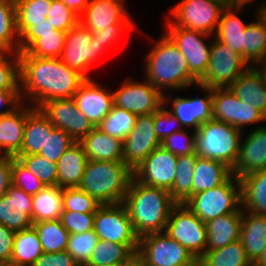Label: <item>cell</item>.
Instances as JSON below:
<instances>
[{"mask_svg": "<svg viewBox=\"0 0 266 266\" xmlns=\"http://www.w3.org/2000/svg\"><path fill=\"white\" fill-rule=\"evenodd\" d=\"M18 55L20 98H30L34 108L47 101L73 97L86 79L59 58L33 57L26 51Z\"/></svg>", "mask_w": 266, "mask_h": 266, "instance_id": "cell-1", "label": "cell"}, {"mask_svg": "<svg viewBox=\"0 0 266 266\" xmlns=\"http://www.w3.org/2000/svg\"><path fill=\"white\" fill-rule=\"evenodd\" d=\"M123 204L134 232L140 238L150 233L164 232L170 211L177 203L168 190L149 187L132 178Z\"/></svg>", "mask_w": 266, "mask_h": 266, "instance_id": "cell-2", "label": "cell"}, {"mask_svg": "<svg viewBox=\"0 0 266 266\" xmlns=\"http://www.w3.org/2000/svg\"><path fill=\"white\" fill-rule=\"evenodd\" d=\"M145 63L146 80L163 94L165 104L171 100V96L164 94L165 88L178 90L198 85L182 52L166 34L148 52Z\"/></svg>", "mask_w": 266, "mask_h": 266, "instance_id": "cell-3", "label": "cell"}, {"mask_svg": "<svg viewBox=\"0 0 266 266\" xmlns=\"http://www.w3.org/2000/svg\"><path fill=\"white\" fill-rule=\"evenodd\" d=\"M133 171L123 161L88 160L79 189L100 205L123 203Z\"/></svg>", "mask_w": 266, "mask_h": 266, "instance_id": "cell-4", "label": "cell"}, {"mask_svg": "<svg viewBox=\"0 0 266 266\" xmlns=\"http://www.w3.org/2000/svg\"><path fill=\"white\" fill-rule=\"evenodd\" d=\"M242 133L226 122L208 120L195 131L196 154L221 161L232 169L238 158Z\"/></svg>", "mask_w": 266, "mask_h": 266, "instance_id": "cell-5", "label": "cell"}, {"mask_svg": "<svg viewBox=\"0 0 266 266\" xmlns=\"http://www.w3.org/2000/svg\"><path fill=\"white\" fill-rule=\"evenodd\" d=\"M204 223L242 208L241 181L231 175L224 183L189 197L184 203Z\"/></svg>", "mask_w": 266, "mask_h": 266, "instance_id": "cell-6", "label": "cell"}, {"mask_svg": "<svg viewBox=\"0 0 266 266\" xmlns=\"http://www.w3.org/2000/svg\"><path fill=\"white\" fill-rule=\"evenodd\" d=\"M136 260L142 266H191L198 260L165 232L139 238Z\"/></svg>", "mask_w": 266, "mask_h": 266, "instance_id": "cell-7", "label": "cell"}, {"mask_svg": "<svg viewBox=\"0 0 266 266\" xmlns=\"http://www.w3.org/2000/svg\"><path fill=\"white\" fill-rule=\"evenodd\" d=\"M249 67V63L242 55L215 37L214 42H211L207 70L198 81V85L209 88L229 87Z\"/></svg>", "mask_w": 266, "mask_h": 266, "instance_id": "cell-8", "label": "cell"}, {"mask_svg": "<svg viewBox=\"0 0 266 266\" xmlns=\"http://www.w3.org/2000/svg\"><path fill=\"white\" fill-rule=\"evenodd\" d=\"M226 7L213 0H181L171 9L167 26H180L207 35L216 34Z\"/></svg>", "mask_w": 266, "mask_h": 266, "instance_id": "cell-9", "label": "cell"}, {"mask_svg": "<svg viewBox=\"0 0 266 266\" xmlns=\"http://www.w3.org/2000/svg\"><path fill=\"white\" fill-rule=\"evenodd\" d=\"M164 232L197 260L206 252V225L182 203L171 209Z\"/></svg>", "mask_w": 266, "mask_h": 266, "instance_id": "cell-10", "label": "cell"}, {"mask_svg": "<svg viewBox=\"0 0 266 266\" xmlns=\"http://www.w3.org/2000/svg\"><path fill=\"white\" fill-rule=\"evenodd\" d=\"M104 50L101 44L92 38V32L78 22L67 32L59 59L85 78H90L88 71Z\"/></svg>", "mask_w": 266, "mask_h": 266, "instance_id": "cell-11", "label": "cell"}, {"mask_svg": "<svg viewBox=\"0 0 266 266\" xmlns=\"http://www.w3.org/2000/svg\"><path fill=\"white\" fill-rule=\"evenodd\" d=\"M93 230L99 240L119 244L139 243L123 203L100 205L95 211Z\"/></svg>", "mask_w": 266, "mask_h": 266, "instance_id": "cell-12", "label": "cell"}, {"mask_svg": "<svg viewBox=\"0 0 266 266\" xmlns=\"http://www.w3.org/2000/svg\"><path fill=\"white\" fill-rule=\"evenodd\" d=\"M212 119L226 122L242 131L246 125L261 123L266 116L257 108L238 99L226 88H213Z\"/></svg>", "mask_w": 266, "mask_h": 266, "instance_id": "cell-13", "label": "cell"}, {"mask_svg": "<svg viewBox=\"0 0 266 266\" xmlns=\"http://www.w3.org/2000/svg\"><path fill=\"white\" fill-rule=\"evenodd\" d=\"M166 27L165 34L182 52L188 62L189 72L199 81L205 75L211 52V44L206 45L203 40L211 35L180 26Z\"/></svg>", "mask_w": 266, "mask_h": 266, "instance_id": "cell-14", "label": "cell"}, {"mask_svg": "<svg viewBox=\"0 0 266 266\" xmlns=\"http://www.w3.org/2000/svg\"><path fill=\"white\" fill-rule=\"evenodd\" d=\"M160 145L154 113L137 115L133 129L123 141V162L133 171Z\"/></svg>", "mask_w": 266, "mask_h": 266, "instance_id": "cell-15", "label": "cell"}, {"mask_svg": "<svg viewBox=\"0 0 266 266\" xmlns=\"http://www.w3.org/2000/svg\"><path fill=\"white\" fill-rule=\"evenodd\" d=\"M39 109L55 127L80 142L95 127L78 110L73 97L47 101Z\"/></svg>", "mask_w": 266, "mask_h": 266, "instance_id": "cell-16", "label": "cell"}, {"mask_svg": "<svg viewBox=\"0 0 266 266\" xmlns=\"http://www.w3.org/2000/svg\"><path fill=\"white\" fill-rule=\"evenodd\" d=\"M113 102L118 108L136 115H149L163 104V94L146 79L143 83L125 79L121 87L113 92Z\"/></svg>", "mask_w": 266, "mask_h": 266, "instance_id": "cell-17", "label": "cell"}, {"mask_svg": "<svg viewBox=\"0 0 266 266\" xmlns=\"http://www.w3.org/2000/svg\"><path fill=\"white\" fill-rule=\"evenodd\" d=\"M176 162L177 156L160 145L133 170V178L143 185L169 191L175 178Z\"/></svg>", "mask_w": 266, "mask_h": 266, "instance_id": "cell-18", "label": "cell"}, {"mask_svg": "<svg viewBox=\"0 0 266 266\" xmlns=\"http://www.w3.org/2000/svg\"><path fill=\"white\" fill-rule=\"evenodd\" d=\"M73 98L78 110L94 127H97L114 105L113 92L106 90L90 78H86L81 83Z\"/></svg>", "mask_w": 266, "mask_h": 266, "instance_id": "cell-19", "label": "cell"}, {"mask_svg": "<svg viewBox=\"0 0 266 266\" xmlns=\"http://www.w3.org/2000/svg\"><path fill=\"white\" fill-rule=\"evenodd\" d=\"M33 196L12 185L0 197V224L14 232L31 228Z\"/></svg>", "mask_w": 266, "mask_h": 266, "instance_id": "cell-20", "label": "cell"}, {"mask_svg": "<svg viewBox=\"0 0 266 266\" xmlns=\"http://www.w3.org/2000/svg\"><path fill=\"white\" fill-rule=\"evenodd\" d=\"M124 0H91L79 22L92 33L112 29L118 23H133L125 9Z\"/></svg>", "mask_w": 266, "mask_h": 266, "instance_id": "cell-21", "label": "cell"}, {"mask_svg": "<svg viewBox=\"0 0 266 266\" xmlns=\"http://www.w3.org/2000/svg\"><path fill=\"white\" fill-rule=\"evenodd\" d=\"M240 142L239 154L232 174L241 179L250 173L266 169V126L253 128Z\"/></svg>", "mask_w": 266, "mask_h": 266, "instance_id": "cell-22", "label": "cell"}, {"mask_svg": "<svg viewBox=\"0 0 266 266\" xmlns=\"http://www.w3.org/2000/svg\"><path fill=\"white\" fill-rule=\"evenodd\" d=\"M22 104L0 110L1 156H15L21 150L27 116L35 109Z\"/></svg>", "mask_w": 266, "mask_h": 266, "instance_id": "cell-23", "label": "cell"}, {"mask_svg": "<svg viewBox=\"0 0 266 266\" xmlns=\"http://www.w3.org/2000/svg\"><path fill=\"white\" fill-rule=\"evenodd\" d=\"M206 93L204 98H172V114L180 122L182 128L192 126L196 131L202 124L212 119L213 88L197 85Z\"/></svg>", "mask_w": 266, "mask_h": 266, "instance_id": "cell-24", "label": "cell"}, {"mask_svg": "<svg viewBox=\"0 0 266 266\" xmlns=\"http://www.w3.org/2000/svg\"><path fill=\"white\" fill-rule=\"evenodd\" d=\"M243 209L221 215L205 223L207 231L206 251L223 248L240 239Z\"/></svg>", "mask_w": 266, "mask_h": 266, "instance_id": "cell-25", "label": "cell"}, {"mask_svg": "<svg viewBox=\"0 0 266 266\" xmlns=\"http://www.w3.org/2000/svg\"><path fill=\"white\" fill-rule=\"evenodd\" d=\"M240 100L266 116V87L258 71L250 66L229 87Z\"/></svg>", "mask_w": 266, "mask_h": 266, "instance_id": "cell-26", "label": "cell"}, {"mask_svg": "<svg viewBox=\"0 0 266 266\" xmlns=\"http://www.w3.org/2000/svg\"><path fill=\"white\" fill-rule=\"evenodd\" d=\"M88 160L123 161V142L94 128L81 141Z\"/></svg>", "mask_w": 266, "mask_h": 266, "instance_id": "cell-27", "label": "cell"}, {"mask_svg": "<svg viewBox=\"0 0 266 266\" xmlns=\"http://www.w3.org/2000/svg\"><path fill=\"white\" fill-rule=\"evenodd\" d=\"M138 244L99 240L85 266H130L136 260Z\"/></svg>", "mask_w": 266, "mask_h": 266, "instance_id": "cell-28", "label": "cell"}, {"mask_svg": "<svg viewBox=\"0 0 266 266\" xmlns=\"http://www.w3.org/2000/svg\"><path fill=\"white\" fill-rule=\"evenodd\" d=\"M240 241L250 261H257L266 246V216L243 210Z\"/></svg>", "mask_w": 266, "mask_h": 266, "instance_id": "cell-29", "label": "cell"}, {"mask_svg": "<svg viewBox=\"0 0 266 266\" xmlns=\"http://www.w3.org/2000/svg\"><path fill=\"white\" fill-rule=\"evenodd\" d=\"M88 158L80 142H75L57 161V185L60 188L78 187Z\"/></svg>", "mask_w": 266, "mask_h": 266, "instance_id": "cell-30", "label": "cell"}, {"mask_svg": "<svg viewBox=\"0 0 266 266\" xmlns=\"http://www.w3.org/2000/svg\"><path fill=\"white\" fill-rule=\"evenodd\" d=\"M194 168L193 195L221 185L232 175L231 168L225 163L198 155Z\"/></svg>", "mask_w": 266, "mask_h": 266, "instance_id": "cell-31", "label": "cell"}, {"mask_svg": "<svg viewBox=\"0 0 266 266\" xmlns=\"http://www.w3.org/2000/svg\"><path fill=\"white\" fill-rule=\"evenodd\" d=\"M240 181L242 209L266 216V169L243 176Z\"/></svg>", "mask_w": 266, "mask_h": 266, "instance_id": "cell-32", "label": "cell"}, {"mask_svg": "<svg viewBox=\"0 0 266 266\" xmlns=\"http://www.w3.org/2000/svg\"><path fill=\"white\" fill-rule=\"evenodd\" d=\"M245 6H231L223 10L215 37L231 50L243 56V34L247 24L238 17V11Z\"/></svg>", "mask_w": 266, "mask_h": 266, "instance_id": "cell-33", "label": "cell"}, {"mask_svg": "<svg viewBox=\"0 0 266 266\" xmlns=\"http://www.w3.org/2000/svg\"><path fill=\"white\" fill-rule=\"evenodd\" d=\"M55 127L39 108H35L26 119L23 144L15 156L38 154L43 149L46 140V131Z\"/></svg>", "mask_w": 266, "mask_h": 266, "instance_id": "cell-34", "label": "cell"}, {"mask_svg": "<svg viewBox=\"0 0 266 266\" xmlns=\"http://www.w3.org/2000/svg\"><path fill=\"white\" fill-rule=\"evenodd\" d=\"M63 188L58 185L45 186L36 195H33L32 221L58 220L63 211Z\"/></svg>", "mask_w": 266, "mask_h": 266, "instance_id": "cell-35", "label": "cell"}, {"mask_svg": "<svg viewBox=\"0 0 266 266\" xmlns=\"http://www.w3.org/2000/svg\"><path fill=\"white\" fill-rule=\"evenodd\" d=\"M42 253L40 240L33 227L15 233L11 255L12 266H32Z\"/></svg>", "mask_w": 266, "mask_h": 266, "instance_id": "cell-36", "label": "cell"}, {"mask_svg": "<svg viewBox=\"0 0 266 266\" xmlns=\"http://www.w3.org/2000/svg\"><path fill=\"white\" fill-rule=\"evenodd\" d=\"M197 154L177 156L176 173L172 188L169 190L171 198L176 203H184L193 195V174Z\"/></svg>", "mask_w": 266, "mask_h": 266, "instance_id": "cell-37", "label": "cell"}, {"mask_svg": "<svg viewBox=\"0 0 266 266\" xmlns=\"http://www.w3.org/2000/svg\"><path fill=\"white\" fill-rule=\"evenodd\" d=\"M243 58L250 66L266 58V24L258 16L244 30Z\"/></svg>", "mask_w": 266, "mask_h": 266, "instance_id": "cell-38", "label": "cell"}, {"mask_svg": "<svg viewBox=\"0 0 266 266\" xmlns=\"http://www.w3.org/2000/svg\"><path fill=\"white\" fill-rule=\"evenodd\" d=\"M32 227L36 230L43 252L57 253L67 250L70 233L59 219L33 223Z\"/></svg>", "mask_w": 266, "mask_h": 266, "instance_id": "cell-39", "label": "cell"}, {"mask_svg": "<svg viewBox=\"0 0 266 266\" xmlns=\"http://www.w3.org/2000/svg\"><path fill=\"white\" fill-rule=\"evenodd\" d=\"M198 261L200 266H247L250 262L240 239L223 248L206 251Z\"/></svg>", "mask_w": 266, "mask_h": 266, "instance_id": "cell-40", "label": "cell"}, {"mask_svg": "<svg viewBox=\"0 0 266 266\" xmlns=\"http://www.w3.org/2000/svg\"><path fill=\"white\" fill-rule=\"evenodd\" d=\"M52 0H15L16 26L19 37L35 23L47 18Z\"/></svg>", "mask_w": 266, "mask_h": 266, "instance_id": "cell-41", "label": "cell"}, {"mask_svg": "<svg viewBox=\"0 0 266 266\" xmlns=\"http://www.w3.org/2000/svg\"><path fill=\"white\" fill-rule=\"evenodd\" d=\"M18 39L15 0H0V49L19 53Z\"/></svg>", "mask_w": 266, "mask_h": 266, "instance_id": "cell-42", "label": "cell"}, {"mask_svg": "<svg viewBox=\"0 0 266 266\" xmlns=\"http://www.w3.org/2000/svg\"><path fill=\"white\" fill-rule=\"evenodd\" d=\"M136 117V114L113 105L96 128L123 142L133 129Z\"/></svg>", "mask_w": 266, "mask_h": 266, "instance_id": "cell-43", "label": "cell"}, {"mask_svg": "<svg viewBox=\"0 0 266 266\" xmlns=\"http://www.w3.org/2000/svg\"><path fill=\"white\" fill-rule=\"evenodd\" d=\"M67 32L55 30V33L39 34L37 39L26 52L33 57L59 58L65 44Z\"/></svg>", "mask_w": 266, "mask_h": 266, "instance_id": "cell-44", "label": "cell"}, {"mask_svg": "<svg viewBox=\"0 0 266 266\" xmlns=\"http://www.w3.org/2000/svg\"><path fill=\"white\" fill-rule=\"evenodd\" d=\"M99 241L94 230L82 234H70L67 243V252L79 266H85Z\"/></svg>", "mask_w": 266, "mask_h": 266, "instance_id": "cell-45", "label": "cell"}, {"mask_svg": "<svg viewBox=\"0 0 266 266\" xmlns=\"http://www.w3.org/2000/svg\"><path fill=\"white\" fill-rule=\"evenodd\" d=\"M39 180L44 186L57 185V164L38 154L14 156Z\"/></svg>", "mask_w": 266, "mask_h": 266, "instance_id": "cell-46", "label": "cell"}, {"mask_svg": "<svg viewBox=\"0 0 266 266\" xmlns=\"http://www.w3.org/2000/svg\"><path fill=\"white\" fill-rule=\"evenodd\" d=\"M76 141L65 131L54 128L52 131H46V140L43 149L38 153L41 157L57 163L59 158L75 143Z\"/></svg>", "mask_w": 266, "mask_h": 266, "instance_id": "cell-47", "label": "cell"}, {"mask_svg": "<svg viewBox=\"0 0 266 266\" xmlns=\"http://www.w3.org/2000/svg\"><path fill=\"white\" fill-rule=\"evenodd\" d=\"M63 211L78 213H95L100 204L78 187L63 188Z\"/></svg>", "mask_w": 266, "mask_h": 266, "instance_id": "cell-48", "label": "cell"}, {"mask_svg": "<svg viewBox=\"0 0 266 266\" xmlns=\"http://www.w3.org/2000/svg\"><path fill=\"white\" fill-rule=\"evenodd\" d=\"M0 90H19V55L4 49H0Z\"/></svg>", "mask_w": 266, "mask_h": 266, "instance_id": "cell-49", "label": "cell"}, {"mask_svg": "<svg viewBox=\"0 0 266 266\" xmlns=\"http://www.w3.org/2000/svg\"><path fill=\"white\" fill-rule=\"evenodd\" d=\"M186 128L176 131L161 141V146L176 156L196 154L195 131L189 136Z\"/></svg>", "mask_w": 266, "mask_h": 266, "instance_id": "cell-50", "label": "cell"}, {"mask_svg": "<svg viewBox=\"0 0 266 266\" xmlns=\"http://www.w3.org/2000/svg\"><path fill=\"white\" fill-rule=\"evenodd\" d=\"M12 179L13 185L21 188L26 194L36 195L45 186L35 177L24 164L16 157L13 156L12 164Z\"/></svg>", "mask_w": 266, "mask_h": 266, "instance_id": "cell-51", "label": "cell"}, {"mask_svg": "<svg viewBox=\"0 0 266 266\" xmlns=\"http://www.w3.org/2000/svg\"><path fill=\"white\" fill-rule=\"evenodd\" d=\"M46 20L50 22L55 29L68 32L79 22V16L61 0H52Z\"/></svg>", "mask_w": 266, "mask_h": 266, "instance_id": "cell-52", "label": "cell"}, {"mask_svg": "<svg viewBox=\"0 0 266 266\" xmlns=\"http://www.w3.org/2000/svg\"><path fill=\"white\" fill-rule=\"evenodd\" d=\"M95 213L62 211L60 222L70 234H82L93 230Z\"/></svg>", "mask_w": 266, "mask_h": 266, "instance_id": "cell-53", "label": "cell"}, {"mask_svg": "<svg viewBox=\"0 0 266 266\" xmlns=\"http://www.w3.org/2000/svg\"><path fill=\"white\" fill-rule=\"evenodd\" d=\"M154 125L156 136L160 142L172 133L183 129L180 122L164 103L154 112Z\"/></svg>", "mask_w": 266, "mask_h": 266, "instance_id": "cell-54", "label": "cell"}, {"mask_svg": "<svg viewBox=\"0 0 266 266\" xmlns=\"http://www.w3.org/2000/svg\"><path fill=\"white\" fill-rule=\"evenodd\" d=\"M55 28L46 19L43 22L35 23L30 26L19 37V52H25L37 39L39 34L55 33Z\"/></svg>", "mask_w": 266, "mask_h": 266, "instance_id": "cell-55", "label": "cell"}, {"mask_svg": "<svg viewBox=\"0 0 266 266\" xmlns=\"http://www.w3.org/2000/svg\"><path fill=\"white\" fill-rule=\"evenodd\" d=\"M136 25L134 23H118L115 25H112V29H104L99 30L92 33V38L97 40L101 47H103L106 50H108L109 46H112L116 42V40L119 38L121 33L125 30H131L135 29Z\"/></svg>", "mask_w": 266, "mask_h": 266, "instance_id": "cell-56", "label": "cell"}, {"mask_svg": "<svg viewBox=\"0 0 266 266\" xmlns=\"http://www.w3.org/2000/svg\"><path fill=\"white\" fill-rule=\"evenodd\" d=\"M32 266H79L74 258L67 252H43Z\"/></svg>", "mask_w": 266, "mask_h": 266, "instance_id": "cell-57", "label": "cell"}, {"mask_svg": "<svg viewBox=\"0 0 266 266\" xmlns=\"http://www.w3.org/2000/svg\"><path fill=\"white\" fill-rule=\"evenodd\" d=\"M15 233L16 232L0 224V265H11L12 246Z\"/></svg>", "mask_w": 266, "mask_h": 266, "instance_id": "cell-58", "label": "cell"}, {"mask_svg": "<svg viewBox=\"0 0 266 266\" xmlns=\"http://www.w3.org/2000/svg\"><path fill=\"white\" fill-rule=\"evenodd\" d=\"M12 164L13 156L0 155V197L4 196L13 185Z\"/></svg>", "mask_w": 266, "mask_h": 266, "instance_id": "cell-59", "label": "cell"}, {"mask_svg": "<svg viewBox=\"0 0 266 266\" xmlns=\"http://www.w3.org/2000/svg\"><path fill=\"white\" fill-rule=\"evenodd\" d=\"M21 103L19 90H0V108L5 105L17 107Z\"/></svg>", "mask_w": 266, "mask_h": 266, "instance_id": "cell-60", "label": "cell"}, {"mask_svg": "<svg viewBox=\"0 0 266 266\" xmlns=\"http://www.w3.org/2000/svg\"><path fill=\"white\" fill-rule=\"evenodd\" d=\"M75 14L80 16L91 0H61Z\"/></svg>", "mask_w": 266, "mask_h": 266, "instance_id": "cell-61", "label": "cell"}, {"mask_svg": "<svg viewBox=\"0 0 266 266\" xmlns=\"http://www.w3.org/2000/svg\"><path fill=\"white\" fill-rule=\"evenodd\" d=\"M259 65H261V67ZM253 67L261 75L262 80H263V82L265 84V87H266V58L261 60V61H259V62H257V63H255V65H253Z\"/></svg>", "mask_w": 266, "mask_h": 266, "instance_id": "cell-62", "label": "cell"}, {"mask_svg": "<svg viewBox=\"0 0 266 266\" xmlns=\"http://www.w3.org/2000/svg\"><path fill=\"white\" fill-rule=\"evenodd\" d=\"M257 11V16L266 24V3H263Z\"/></svg>", "mask_w": 266, "mask_h": 266, "instance_id": "cell-63", "label": "cell"}, {"mask_svg": "<svg viewBox=\"0 0 266 266\" xmlns=\"http://www.w3.org/2000/svg\"><path fill=\"white\" fill-rule=\"evenodd\" d=\"M213 1H216V2L224 5L225 7L234 6V0H213Z\"/></svg>", "mask_w": 266, "mask_h": 266, "instance_id": "cell-64", "label": "cell"}, {"mask_svg": "<svg viewBox=\"0 0 266 266\" xmlns=\"http://www.w3.org/2000/svg\"><path fill=\"white\" fill-rule=\"evenodd\" d=\"M254 0H234V6H247V3L249 4L250 2H252Z\"/></svg>", "mask_w": 266, "mask_h": 266, "instance_id": "cell-65", "label": "cell"}, {"mask_svg": "<svg viewBox=\"0 0 266 266\" xmlns=\"http://www.w3.org/2000/svg\"><path fill=\"white\" fill-rule=\"evenodd\" d=\"M257 261L266 265V246H265L260 258Z\"/></svg>", "mask_w": 266, "mask_h": 266, "instance_id": "cell-66", "label": "cell"}, {"mask_svg": "<svg viewBox=\"0 0 266 266\" xmlns=\"http://www.w3.org/2000/svg\"><path fill=\"white\" fill-rule=\"evenodd\" d=\"M247 266H266V265L260 263L259 261H250Z\"/></svg>", "mask_w": 266, "mask_h": 266, "instance_id": "cell-67", "label": "cell"}, {"mask_svg": "<svg viewBox=\"0 0 266 266\" xmlns=\"http://www.w3.org/2000/svg\"><path fill=\"white\" fill-rule=\"evenodd\" d=\"M130 266H142L137 260H135Z\"/></svg>", "mask_w": 266, "mask_h": 266, "instance_id": "cell-68", "label": "cell"}, {"mask_svg": "<svg viewBox=\"0 0 266 266\" xmlns=\"http://www.w3.org/2000/svg\"><path fill=\"white\" fill-rule=\"evenodd\" d=\"M191 266H200L199 261H197L195 264H193Z\"/></svg>", "mask_w": 266, "mask_h": 266, "instance_id": "cell-69", "label": "cell"}, {"mask_svg": "<svg viewBox=\"0 0 266 266\" xmlns=\"http://www.w3.org/2000/svg\"><path fill=\"white\" fill-rule=\"evenodd\" d=\"M0 266H12V265H9V264H3V265H0Z\"/></svg>", "mask_w": 266, "mask_h": 266, "instance_id": "cell-70", "label": "cell"}]
</instances>
